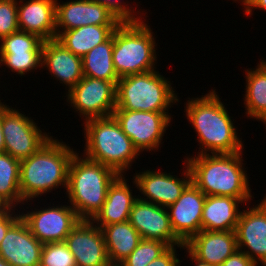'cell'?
<instances>
[{"label": "cell", "instance_id": "obj_8", "mask_svg": "<svg viewBox=\"0 0 266 266\" xmlns=\"http://www.w3.org/2000/svg\"><path fill=\"white\" fill-rule=\"evenodd\" d=\"M112 115L139 153L159 149L171 122L168 112L114 110Z\"/></svg>", "mask_w": 266, "mask_h": 266}, {"label": "cell", "instance_id": "obj_37", "mask_svg": "<svg viewBox=\"0 0 266 266\" xmlns=\"http://www.w3.org/2000/svg\"><path fill=\"white\" fill-rule=\"evenodd\" d=\"M14 211V213H13ZM21 217V214H15L14 210L11 208L8 212L0 215V243L4 239L8 229Z\"/></svg>", "mask_w": 266, "mask_h": 266}, {"label": "cell", "instance_id": "obj_4", "mask_svg": "<svg viewBox=\"0 0 266 266\" xmlns=\"http://www.w3.org/2000/svg\"><path fill=\"white\" fill-rule=\"evenodd\" d=\"M78 154L75 152L70 161L65 193L79 219L91 221L101 210L108 188L119 174L111 167Z\"/></svg>", "mask_w": 266, "mask_h": 266}, {"label": "cell", "instance_id": "obj_20", "mask_svg": "<svg viewBox=\"0 0 266 266\" xmlns=\"http://www.w3.org/2000/svg\"><path fill=\"white\" fill-rule=\"evenodd\" d=\"M56 1L28 0L23 3L20 0V4L17 1L19 29L44 41L56 39Z\"/></svg>", "mask_w": 266, "mask_h": 266}, {"label": "cell", "instance_id": "obj_10", "mask_svg": "<svg viewBox=\"0 0 266 266\" xmlns=\"http://www.w3.org/2000/svg\"><path fill=\"white\" fill-rule=\"evenodd\" d=\"M2 129L5 152L20 161L32 156L52 137L43 133L31 117L9 105L3 107Z\"/></svg>", "mask_w": 266, "mask_h": 266}, {"label": "cell", "instance_id": "obj_2", "mask_svg": "<svg viewBox=\"0 0 266 266\" xmlns=\"http://www.w3.org/2000/svg\"><path fill=\"white\" fill-rule=\"evenodd\" d=\"M185 160L191 171L192 183L206 196H229L251 200L247 171L242 151L232 154H197Z\"/></svg>", "mask_w": 266, "mask_h": 266}, {"label": "cell", "instance_id": "obj_15", "mask_svg": "<svg viewBox=\"0 0 266 266\" xmlns=\"http://www.w3.org/2000/svg\"><path fill=\"white\" fill-rule=\"evenodd\" d=\"M77 266H112L101 228L90 220H80L64 241Z\"/></svg>", "mask_w": 266, "mask_h": 266}, {"label": "cell", "instance_id": "obj_40", "mask_svg": "<svg viewBox=\"0 0 266 266\" xmlns=\"http://www.w3.org/2000/svg\"><path fill=\"white\" fill-rule=\"evenodd\" d=\"M185 249L189 253L188 255H189L190 259L196 264V266H214V265H211L207 262H203V261L199 260L186 247H185Z\"/></svg>", "mask_w": 266, "mask_h": 266}, {"label": "cell", "instance_id": "obj_17", "mask_svg": "<svg viewBox=\"0 0 266 266\" xmlns=\"http://www.w3.org/2000/svg\"><path fill=\"white\" fill-rule=\"evenodd\" d=\"M56 36L86 25H119L121 22L104 5L92 0L56 1ZM61 30V31H60Z\"/></svg>", "mask_w": 266, "mask_h": 266}, {"label": "cell", "instance_id": "obj_14", "mask_svg": "<svg viewBox=\"0 0 266 266\" xmlns=\"http://www.w3.org/2000/svg\"><path fill=\"white\" fill-rule=\"evenodd\" d=\"M261 201L241 211L235 233L238 249L257 265L259 261L266 266V195Z\"/></svg>", "mask_w": 266, "mask_h": 266}, {"label": "cell", "instance_id": "obj_26", "mask_svg": "<svg viewBox=\"0 0 266 266\" xmlns=\"http://www.w3.org/2000/svg\"><path fill=\"white\" fill-rule=\"evenodd\" d=\"M245 72L244 105L247 117L262 121L266 125V61L261 60L255 69L251 68Z\"/></svg>", "mask_w": 266, "mask_h": 266}, {"label": "cell", "instance_id": "obj_13", "mask_svg": "<svg viewBox=\"0 0 266 266\" xmlns=\"http://www.w3.org/2000/svg\"><path fill=\"white\" fill-rule=\"evenodd\" d=\"M184 162L187 169L183 170L185 175L182 174L184 178L181 179L177 176L174 177L171 173L151 171L150 169L136 173L133 183L136 184L135 187L143 196L147 197L146 199L141 196L138 198L165 208L174 204L192 182L191 171L186 161Z\"/></svg>", "mask_w": 266, "mask_h": 266}, {"label": "cell", "instance_id": "obj_43", "mask_svg": "<svg viewBox=\"0 0 266 266\" xmlns=\"http://www.w3.org/2000/svg\"><path fill=\"white\" fill-rule=\"evenodd\" d=\"M6 104H3L0 100V110L5 106Z\"/></svg>", "mask_w": 266, "mask_h": 266}, {"label": "cell", "instance_id": "obj_1", "mask_svg": "<svg viewBox=\"0 0 266 266\" xmlns=\"http://www.w3.org/2000/svg\"><path fill=\"white\" fill-rule=\"evenodd\" d=\"M212 89L200 98L186 103V117L197 133L202 149L198 154H232L244 149L242 139L221 98ZM202 147V148H201ZM208 152V153H207Z\"/></svg>", "mask_w": 266, "mask_h": 266}, {"label": "cell", "instance_id": "obj_21", "mask_svg": "<svg viewBox=\"0 0 266 266\" xmlns=\"http://www.w3.org/2000/svg\"><path fill=\"white\" fill-rule=\"evenodd\" d=\"M42 67L47 68L68 92L84 77L82 58L65 48L56 39L44 41Z\"/></svg>", "mask_w": 266, "mask_h": 266}, {"label": "cell", "instance_id": "obj_31", "mask_svg": "<svg viewBox=\"0 0 266 266\" xmlns=\"http://www.w3.org/2000/svg\"><path fill=\"white\" fill-rule=\"evenodd\" d=\"M0 52L42 51L44 40L39 36L18 30L0 41Z\"/></svg>", "mask_w": 266, "mask_h": 266}, {"label": "cell", "instance_id": "obj_12", "mask_svg": "<svg viewBox=\"0 0 266 266\" xmlns=\"http://www.w3.org/2000/svg\"><path fill=\"white\" fill-rule=\"evenodd\" d=\"M130 224L142 239L159 240L169 247L185 249V244L175 235L165 207L140 200L134 202L130 212Z\"/></svg>", "mask_w": 266, "mask_h": 266}, {"label": "cell", "instance_id": "obj_33", "mask_svg": "<svg viewBox=\"0 0 266 266\" xmlns=\"http://www.w3.org/2000/svg\"><path fill=\"white\" fill-rule=\"evenodd\" d=\"M18 30L17 0H0V40Z\"/></svg>", "mask_w": 266, "mask_h": 266}, {"label": "cell", "instance_id": "obj_30", "mask_svg": "<svg viewBox=\"0 0 266 266\" xmlns=\"http://www.w3.org/2000/svg\"><path fill=\"white\" fill-rule=\"evenodd\" d=\"M169 246L159 240L142 239L138 246L118 266H147Z\"/></svg>", "mask_w": 266, "mask_h": 266}, {"label": "cell", "instance_id": "obj_39", "mask_svg": "<svg viewBox=\"0 0 266 266\" xmlns=\"http://www.w3.org/2000/svg\"><path fill=\"white\" fill-rule=\"evenodd\" d=\"M2 120H3V108L0 110V153L5 152V140L2 129Z\"/></svg>", "mask_w": 266, "mask_h": 266}, {"label": "cell", "instance_id": "obj_27", "mask_svg": "<svg viewBox=\"0 0 266 266\" xmlns=\"http://www.w3.org/2000/svg\"><path fill=\"white\" fill-rule=\"evenodd\" d=\"M113 33L103 43L98 44L82 57L83 75L86 77L118 82L113 60Z\"/></svg>", "mask_w": 266, "mask_h": 266}, {"label": "cell", "instance_id": "obj_7", "mask_svg": "<svg viewBox=\"0 0 266 266\" xmlns=\"http://www.w3.org/2000/svg\"><path fill=\"white\" fill-rule=\"evenodd\" d=\"M173 89L170 81L156 70L121 77L117 82L115 110L168 112L169 107L179 102Z\"/></svg>", "mask_w": 266, "mask_h": 266}, {"label": "cell", "instance_id": "obj_18", "mask_svg": "<svg viewBox=\"0 0 266 266\" xmlns=\"http://www.w3.org/2000/svg\"><path fill=\"white\" fill-rule=\"evenodd\" d=\"M42 247L20 217L0 243V256L11 266H40Z\"/></svg>", "mask_w": 266, "mask_h": 266}, {"label": "cell", "instance_id": "obj_3", "mask_svg": "<svg viewBox=\"0 0 266 266\" xmlns=\"http://www.w3.org/2000/svg\"><path fill=\"white\" fill-rule=\"evenodd\" d=\"M75 152L63 141L51 137L32 156L21 160L22 200L28 203L32 198L40 197L59 186L67 189L68 168Z\"/></svg>", "mask_w": 266, "mask_h": 266}, {"label": "cell", "instance_id": "obj_23", "mask_svg": "<svg viewBox=\"0 0 266 266\" xmlns=\"http://www.w3.org/2000/svg\"><path fill=\"white\" fill-rule=\"evenodd\" d=\"M241 199L229 196H206L203 205L201 230L235 231L241 211Z\"/></svg>", "mask_w": 266, "mask_h": 266}, {"label": "cell", "instance_id": "obj_16", "mask_svg": "<svg viewBox=\"0 0 266 266\" xmlns=\"http://www.w3.org/2000/svg\"><path fill=\"white\" fill-rule=\"evenodd\" d=\"M206 195L192 182L176 202L166 209L175 235L186 244L201 231V218Z\"/></svg>", "mask_w": 266, "mask_h": 266}, {"label": "cell", "instance_id": "obj_19", "mask_svg": "<svg viewBox=\"0 0 266 266\" xmlns=\"http://www.w3.org/2000/svg\"><path fill=\"white\" fill-rule=\"evenodd\" d=\"M185 247L199 260L220 266L238 250L235 231L201 230Z\"/></svg>", "mask_w": 266, "mask_h": 266}, {"label": "cell", "instance_id": "obj_29", "mask_svg": "<svg viewBox=\"0 0 266 266\" xmlns=\"http://www.w3.org/2000/svg\"><path fill=\"white\" fill-rule=\"evenodd\" d=\"M3 64L22 76L42 67V51L0 52V66Z\"/></svg>", "mask_w": 266, "mask_h": 266}, {"label": "cell", "instance_id": "obj_6", "mask_svg": "<svg viewBox=\"0 0 266 266\" xmlns=\"http://www.w3.org/2000/svg\"><path fill=\"white\" fill-rule=\"evenodd\" d=\"M151 31L143 20L122 22L114 29L112 60L120 78L155 70L157 44Z\"/></svg>", "mask_w": 266, "mask_h": 266}, {"label": "cell", "instance_id": "obj_35", "mask_svg": "<svg viewBox=\"0 0 266 266\" xmlns=\"http://www.w3.org/2000/svg\"><path fill=\"white\" fill-rule=\"evenodd\" d=\"M176 246L169 247L163 254L158 258L154 259L147 266H180L179 258H177Z\"/></svg>", "mask_w": 266, "mask_h": 266}, {"label": "cell", "instance_id": "obj_9", "mask_svg": "<svg viewBox=\"0 0 266 266\" xmlns=\"http://www.w3.org/2000/svg\"><path fill=\"white\" fill-rule=\"evenodd\" d=\"M117 82L84 76L68 93L67 102L84 117H107L116 108Z\"/></svg>", "mask_w": 266, "mask_h": 266}, {"label": "cell", "instance_id": "obj_34", "mask_svg": "<svg viewBox=\"0 0 266 266\" xmlns=\"http://www.w3.org/2000/svg\"><path fill=\"white\" fill-rule=\"evenodd\" d=\"M104 5L113 15L122 23V22H139L142 21V18L135 17L133 15L132 7L125 5L126 2H121V0H92ZM125 3V4H124ZM128 6V7H127Z\"/></svg>", "mask_w": 266, "mask_h": 266}, {"label": "cell", "instance_id": "obj_36", "mask_svg": "<svg viewBox=\"0 0 266 266\" xmlns=\"http://www.w3.org/2000/svg\"><path fill=\"white\" fill-rule=\"evenodd\" d=\"M220 266H258L252 259H250L241 250L235 251L228 257Z\"/></svg>", "mask_w": 266, "mask_h": 266}, {"label": "cell", "instance_id": "obj_5", "mask_svg": "<svg viewBox=\"0 0 266 266\" xmlns=\"http://www.w3.org/2000/svg\"><path fill=\"white\" fill-rule=\"evenodd\" d=\"M85 151L88 159L111 167L118 174L131 168L140 153L122 131L113 115L84 121Z\"/></svg>", "mask_w": 266, "mask_h": 266}, {"label": "cell", "instance_id": "obj_25", "mask_svg": "<svg viewBox=\"0 0 266 266\" xmlns=\"http://www.w3.org/2000/svg\"><path fill=\"white\" fill-rule=\"evenodd\" d=\"M118 25H86L60 32L56 40L79 57L105 42Z\"/></svg>", "mask_w": 266, "mask_h": 266}, {"label": "cell", "instance_id": "obj_38", "mask_svg": "<svg viewBox=\"0 0 266 266\" xmlns=\"http://www.w3.org/2000/svg\"><path fill=\"white\" fill-rule=\"evenodd\" d=\"M242 5H244V11L247 15L252 14L253 8L266 10V0H245Z\"/></svg>", "mask_w": 266, "mask_h": 266}, {"label": "cell", "instance_id": "obj_42", "mask_svg": "<svg viewBox=\"0 0 266 266\" xmlns=\"http://www.w3.org/2000/svg\"><path fill=\"white\" fill-rule=\"evenodd\" d=\"M0 266H11L8 262H6L1 256H0Z\"/></svg>", "mask_w": 266, "mask_h": 266}, {"label": "cell", "instance_id": "obj_24", "mask_svg": "<svg viewBox=\"0 0 266 266\" xmlns=\"http://www.w3.org/2000/svg\"><path fill=\"white\" fill-rule=\"evenodd\" d=\"M106 252L112 266H118L142 240L138 231L129 221L114 223L101 228Z\"/></svg>", "mask_w": 266, "mask_h": 266}, {"label": "cell", "instance_id": "obj_28", "mask_svg": "<svg viewBox=\"0 0 266 266\" xmlns=\"http://www.w3.org/2000/svg\"><path fill=\"white\" fill-rule=\"evenodd\" d=\"M0 197L12 208L24 204L20 193V160L0 153Z\"/></svg>", "mask_w": 266, "mask_h": 266}, {"label": "cell", "instance_id": "obj_32", "mask_svg": "<svg viewBox=\"0 0 266 266\" xmlns=\"http://www.w3.org/2000/svg\"><path fill=\"white\" fill-rule=\"evenodd\" d=\"M40 266H77V264L65 242H49L43 244Z\"/></svg>", "mask_w": 266, "mask_h": 266}, {"label": "cell", "instance_id": "obj_22", "mask_svg": "<svg viewBox=\"0 0 266 266\" xmlns=\"http://www.w3.org/2000/svg\"><path fill=\"white\" fill-rule=\"evenodd\" d=\"M126 181L123 174H119L110 184L101 210L91 220L97 223L99 228L129 220L131 209L138 196L132 195L130 185Z\"/></svg>", "mask_w": 266, "mask_h": 266}, {"label": "cell", "instance_id": "obj_41", "mask_svg": "<svg viewBox=\"0 0 266 266\" xmlns=\"http://www.w3.org/2000/svg\"><path fill=\"white\" fill-rule=\"evenodd\" d=\"M12 207L2 198L0 197V215L8 212Z\"/></svg>", "mask_w": 266, "mask_h": 266}, {"label": "cell", "instance_id": "obj_11", "mask_svg": "<svg viewBox=\"0 0 266 266\" xmlns=\"http://www.w3.org/2000/svg\"><path fill=\"white\" fill-rule=\"evenodd\" d=\"M40 209L22 213L21 218L28 225L31 233L43 244L64 242L80 221L71 205L49 206Z\"/></svg>", "mask_w": 266, "mask_h": 266}]
</instances>
